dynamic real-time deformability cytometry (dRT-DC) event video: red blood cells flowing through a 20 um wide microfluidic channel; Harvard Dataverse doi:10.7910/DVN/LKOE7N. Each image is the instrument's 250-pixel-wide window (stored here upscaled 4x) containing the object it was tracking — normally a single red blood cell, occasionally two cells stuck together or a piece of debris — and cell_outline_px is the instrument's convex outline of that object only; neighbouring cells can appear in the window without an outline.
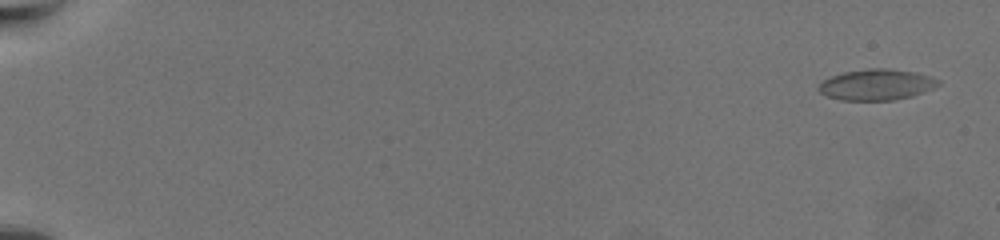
{"species": "common noctule bat (a hibernating species)", "species_latin": "Nyctalus noctula", "temperature_condition": "warm", "stored_images_in_passage": 65, "camera_frame_rate_fps": 3000, "um_per_image_px": 0.085, "animal": {"sex": "female", "body_mass_g": 19.5, "forearm_length_mm": 54.1}, "frame": {"image": 1, "passage_image": 3, "time_ms": 0.667, "image_size_px": [1000, 240], "cell_outline_px": [[940, 84], [932, 88], [908, 96], [892, 100], [840, 100], [828, 96], [820, 92], [816, 88], [824, 80], [832, 76], [844, 72], [872, 68], [880, 68], [912, 72], [928, 76], [940, 80]], "centroid_in_image_um": [74.45, 7.2], "position_along_channel_um": 10.6, "area_um2": 20.98}}
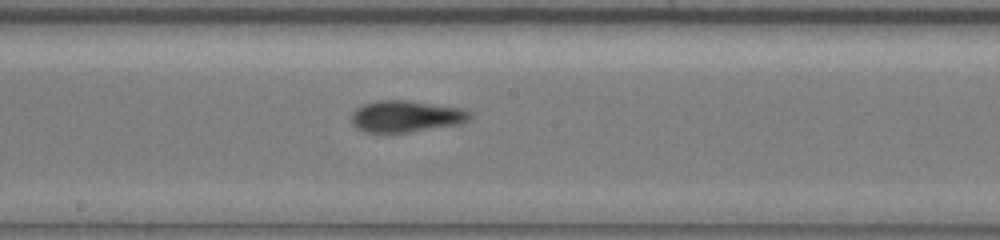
{"frame": {"image": 2, "passage_image": 39, "time_ms": 12.667, "image_size_px": [1000, 240], "cell_outline_px": [[468, 116], [464, 120], [456, 124], [408, 132], [368, 132], [356, 128], [352, 124], [352, 116], [364, 104], [376, 100], [408, 100], [456, 108], [468, 112]], "centroid_in_image_um": [34.41, 9.89], "position_along_channel_um": 213.8, "area_um2": 20.81}}
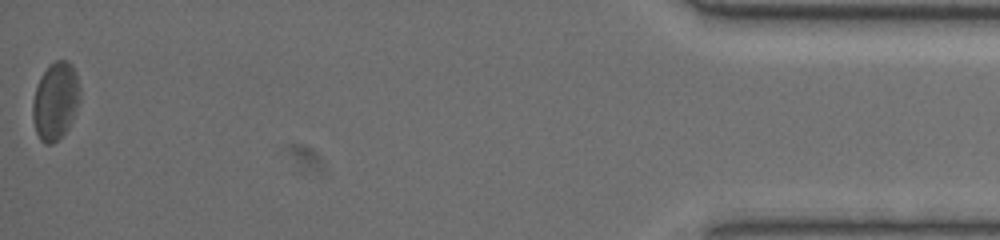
{"frame": {"image": 3, "passage_image": 65, "time_ms": 21.333, "image_size_px": [1000, 240], "cell_outline_px": [[80, 100], [76, 112], [68, 128], [52, 144], [44, 144], [40, 140], [36, 132], [32, 116], [32, 104], [36, 88], [40, 76], [56, 60], [68, 60], [72, 64], [76, 72], [80, 88]], "centroid_in_image_um": [4.73, 8.58], "position_along_channel_um": 430.5, "area_um2": 21.39}, "authors_computed_cell_mechanics": {"area_um2": 20.1722, "velocity_mm_per_s": 3.4076, "shape_relaxation_time_tau1_ms": null, "shape_relaxation_time_tau2_ms": 2.7924, "deformation_change_tau1": null, "deformation_change_tau2": 0.0982}}